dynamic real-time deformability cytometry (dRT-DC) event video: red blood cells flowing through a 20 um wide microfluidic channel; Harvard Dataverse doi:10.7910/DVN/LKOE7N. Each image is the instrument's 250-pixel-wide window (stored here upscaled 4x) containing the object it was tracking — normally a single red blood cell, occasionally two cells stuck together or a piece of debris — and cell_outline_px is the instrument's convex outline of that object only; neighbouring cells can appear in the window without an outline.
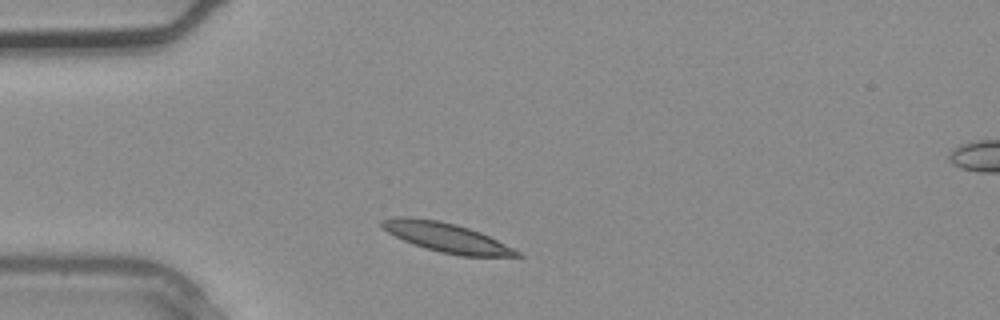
{"species": "common noctule bat (a hibernating species)", "species_latin": "Nyctalus noctula", "temperature_condition": "warm", "stored_images_in_passage": 2, "camera_frame_rate_fps": 3000, "um_per_image_px": 0.085, "animal": {"sex": "male", "body_mass_g": 20.4}, "frame": {"image": 1, "passage_image": 1, "time_ms": 0.0, "image_size_px": [1000, 320], "cell_outline_px": [[524, 256], [460, 256], [440, 252], [424, 248], [412, 244], [388, 232], [380, 224], [380, 220], [396, 216], [408, 216], [436, 220], [456, 224], [480, 232], [520, 252]], "centroid_in_image_um": [37.9, 20.18], "position_along_channel_um": 47.1, "area_um2": 22.83}}